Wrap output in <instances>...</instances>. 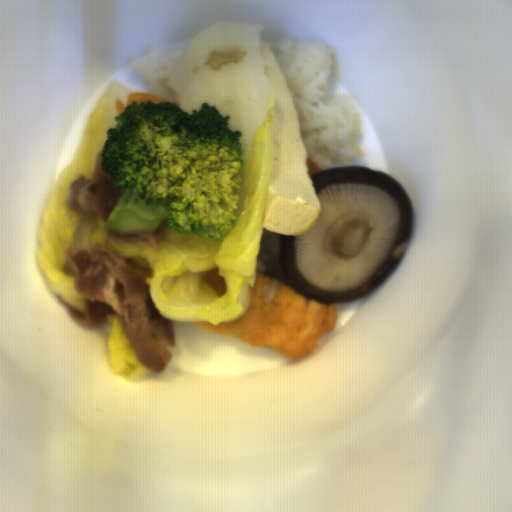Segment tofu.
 <instances>
[{
    "mask_svg": "<svg viewBox=\"0 0 512 512\" xmlns=\"http://www.w3.org/2000/svg\"><path fill=\"white\" fill-rule=\"evenodd\" d=\"M262 63L276 97L271 124L273 153L262 227L279 235L302 236L315 226L321 198L308 169L297 109L271 47L260 41Z\"/></svg>",
    "mask_w": 512,
    "mask_h": 512,
    "instance_id": "tofu-1",
    "label": "tofu"
}]
</instances>
